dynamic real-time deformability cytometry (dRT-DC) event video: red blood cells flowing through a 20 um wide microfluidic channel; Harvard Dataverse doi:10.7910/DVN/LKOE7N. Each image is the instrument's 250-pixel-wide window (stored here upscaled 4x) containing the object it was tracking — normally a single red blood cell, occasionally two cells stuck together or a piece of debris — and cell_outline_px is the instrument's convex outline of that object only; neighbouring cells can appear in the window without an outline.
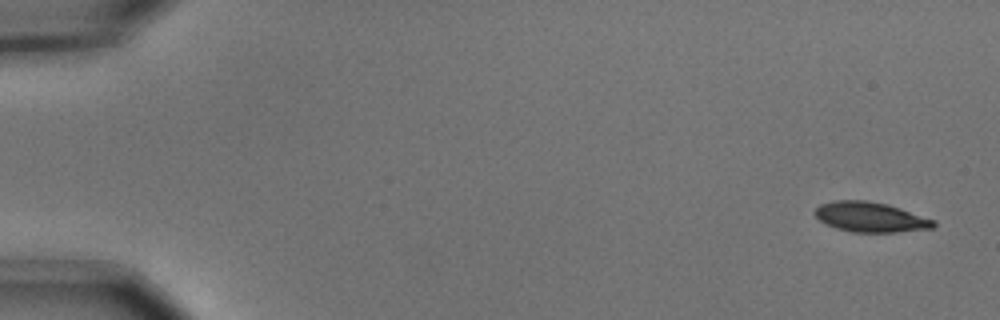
{"species": "common noctule bat (a hibernating species)", "species_latin": "Nyctalus noctula", "temperature_condition": "cold", "stored_images_in_passage": 4, "camera_frame_rate_fps": 3000, "um_per_image_px": 0.085, "animal": {"sex": "male", "body_mass_g": 15.6}, "frame": {"image": 1, "passage_image": 1, "time_ms": 0.0, "image_size_px": [1000, 320], "cell_outline_px": [[936, 228], [896, 232], [852, 232], [836, 228], [820, 220], [812, 212], [820, 204], [832, 200], [864, 200], [888, 204], [936, 220]], "centroid_in_image_um": [74.01, 18.45], "position_along_channel_um": 11.0, "area_um2": 20.87}}